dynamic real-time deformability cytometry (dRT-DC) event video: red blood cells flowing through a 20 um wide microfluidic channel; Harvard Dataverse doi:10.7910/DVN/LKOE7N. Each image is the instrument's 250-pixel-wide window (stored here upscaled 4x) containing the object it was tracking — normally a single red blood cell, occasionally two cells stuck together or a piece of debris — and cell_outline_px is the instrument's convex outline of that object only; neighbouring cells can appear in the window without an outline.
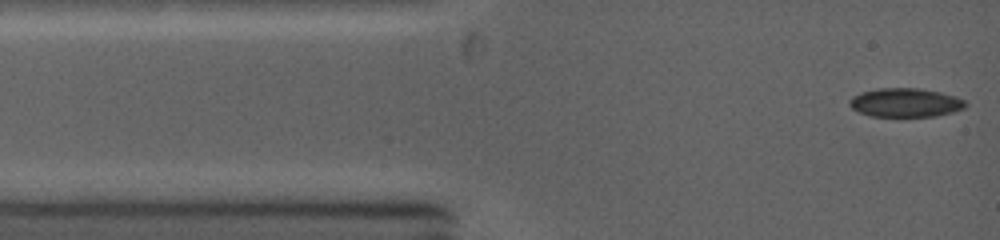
{"species": "common noctule bat (a hibernating species)", "species_latin": "Nyctalus noctula", "temperature_condition": "warm", "stored_images_in_passage": 45, "camera_frame_rate_fps": 5000, "um_per_image_px": 0.085, "animal": {"sex": "female", "body_mass_g": 19.0, "forearm_length_mm": 53.3}, "frame": {"image": 1, "passage_image": 1, "time_ms": 0.0, "image_size_px": [1000, 240], "cell_outline_px": [[968, 104], [964, 108], [952, 112], [936, 116], [868, 116], [852, 108], [848, 104], [848, 100], [852, 96], [864, 92], [880, 88], [916, 88], [936, 92], [952, 96], [964, 100]], "centroid_in_image_um": [76.92, 8.73], "position_along_channel_um": 8.1, "area_um2": 19.19}}
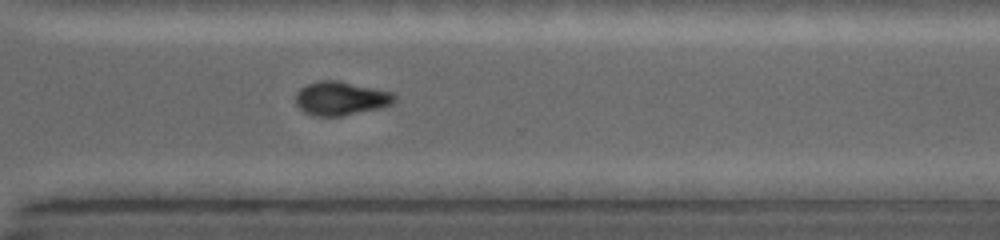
{"frame": {"image": 2, "passage_image": 26, "time_ms": 8.8, "image_size_px": [1000, 240], "cell_outline_px": [[396, 100], [392, 104], [384, 108], [340, 116], [316, 116], [304, 112], [296, 104], [296, 92], [300, 88], [308, 84], [320, 80], [340, 80], [392, 92], [396, 96]], "centroid_in_image_um": [29.0, 8.36], "position_along_channel_um": 341.6, "area_um2": 19.65}}
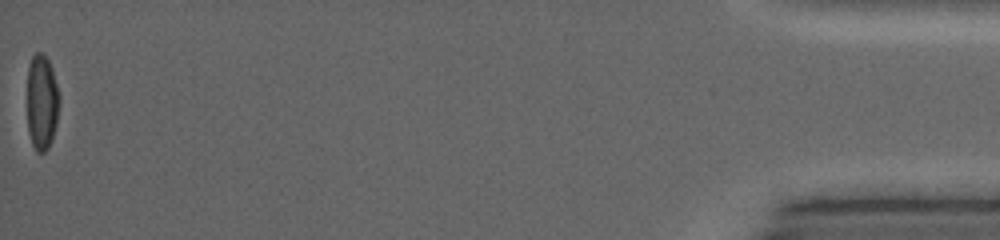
{"frame": {"image": 3, "passage_image": 45, "time_ms": 14.2, "image_size_px": [1000, 240], "cell_outline_px": [[60, 100], [56, 124], [52, 140], [48, 148], [44, 152], [36, 152], [32, 144], [28, 132], [28, 64], [32, 56], [36, 52], [40, 52], [48, 60], [52, 68], [60, 96]], "centroid_in_image_um": [3.56, 8.7], "position_along_channel_um": 431.6, "area_um2": 17.98}, "authors_computed_cell_mechanics": {"area_um2": 19.2474, "velocity_mm_per_s": 4.383, "shape_relaxation_time_tau1_ms": 1.8381, "shape_relaxation_time_tau2_ms": 7.4099, "deformation_change_tau1": 0.127, "deformation_change_tau2": 0.086}}